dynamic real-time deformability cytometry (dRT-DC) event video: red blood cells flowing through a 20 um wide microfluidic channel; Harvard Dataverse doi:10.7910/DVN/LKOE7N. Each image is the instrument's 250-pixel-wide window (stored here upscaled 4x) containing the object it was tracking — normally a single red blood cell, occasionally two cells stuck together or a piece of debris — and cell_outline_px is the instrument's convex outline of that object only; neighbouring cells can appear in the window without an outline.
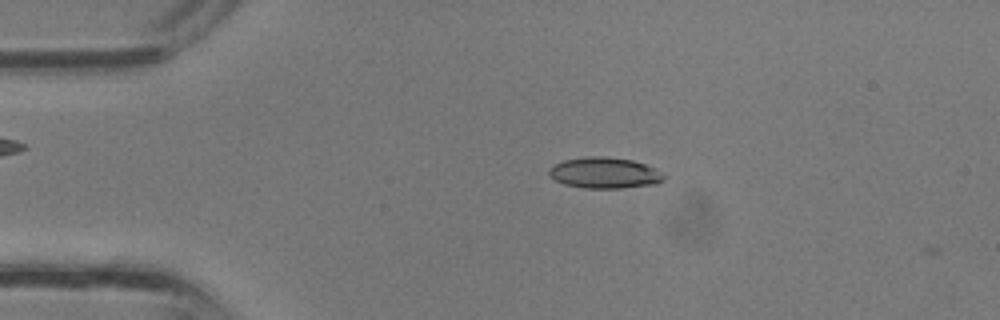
{"species": "common noctule bat (a hibernating species)", "species_latin": "Nyctalus noctula", "temperature_condition": "room temperature", "stored_images_in_passage": 36, "camera_frame_rate_fps": 3000, "um_per_image_px": 0.085, "animal": {"sex": "male", "body_mass_g": 13.3}, "frame": {"image": 1, "passage_image": 7, "time_ms": 2.0, "image_size_px": [1000, 320], "cell_outline_px": [[664, 180], [656, 184], [620, 188], [584, 188], [564, 184], [548, 176], [548, 168], [564, 160], [588, 156], [604, 156], [632, 160], [644, 164], [652, 168], [664, 176]], "centroid_in_image_um": [51.33, 14.7], "position_along_channel_um": 33.7, "area_um2": 20.58}}
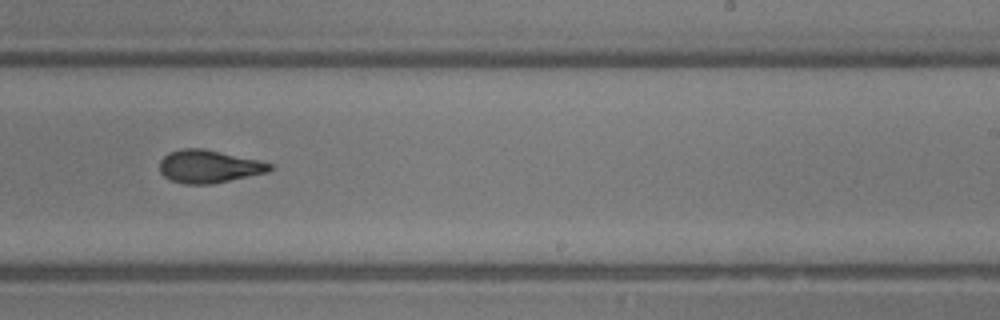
{"frame": {"image": 2, "passage_image": 22, "time_ms": 7.0, "image_size_px": [1000, 320], "cell_outline_px": [[272, 168], [268, 172], [212, 184], [184, 184], [172, 180], [164, 176], [160, 172], [160, 160], [168, 152], [180, 148], [204, 148], [256, 160], [272, 164]], "centroid_in_image_um": [17.71, 14.14], "position_along_channel_um": 271.3, "area_um2": 20.98}}
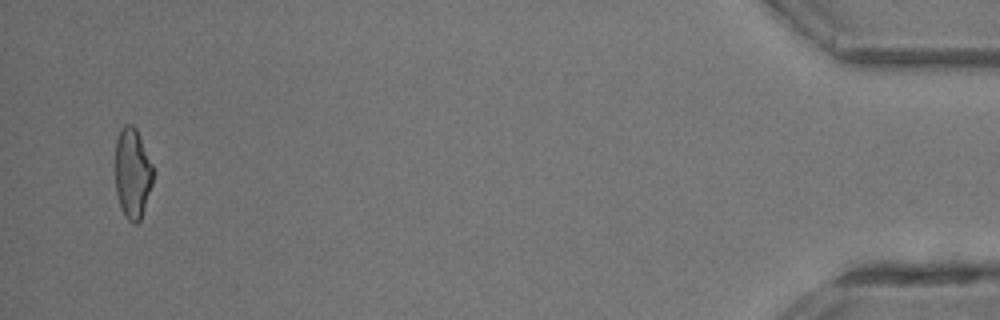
{"frame": {"image": 3, "passage_image": 35, "time_ms": 11.333, "image_size_px": [1000, 320], "cell_outline_px": [[152, 184], [140, 220], [136, 224], [132, 224], [124, 216], [120, 208], [116, 192], [116, 140], [120, 128], [124, 124], [132, 124], [136, 128], [152, 164]], "centroid_in_image_um": [11.24, 14.73], "position_along_channel_um": 424.0, "area_um2": 19.83}}